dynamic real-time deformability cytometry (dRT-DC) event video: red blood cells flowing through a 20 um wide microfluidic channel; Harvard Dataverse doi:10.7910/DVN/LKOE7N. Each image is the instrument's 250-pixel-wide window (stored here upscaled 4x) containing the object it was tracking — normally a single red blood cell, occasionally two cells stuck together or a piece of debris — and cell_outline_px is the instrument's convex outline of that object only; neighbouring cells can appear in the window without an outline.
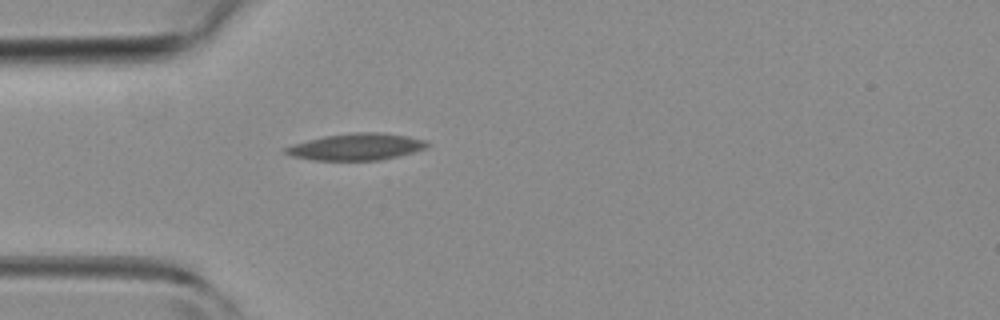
{"species": "common noctule bat (a hibernating species)", "species_latin": "Nyctalus noctula", "temperature_condition": "room temperature", "stored_images_in_passage": 3, "camera_frame_rate_fps": 3000, "um_per_image_px": 0.085, "animal": {"sex": "female", "body_mass_g": 19.3, "forearm_length_mm": 54.1}, "frame": {"image": 1, "passage_image": 3, "time_ms": 12.667, "image_size_px": [1000, 320], "cell_outline_px": [[428, 144], [424, 148], [412, 152], [380, 160], [312, 160], [292, 156], [284, 152], [284, 148], [292, 144], [324, 136], [356, 132], [376, 132], [408, 136], [428, 140]], "centroid_in_image_um": [30.26, 12.47], "position_along_channel_um": 54.7, "area_um2": 21.85}}